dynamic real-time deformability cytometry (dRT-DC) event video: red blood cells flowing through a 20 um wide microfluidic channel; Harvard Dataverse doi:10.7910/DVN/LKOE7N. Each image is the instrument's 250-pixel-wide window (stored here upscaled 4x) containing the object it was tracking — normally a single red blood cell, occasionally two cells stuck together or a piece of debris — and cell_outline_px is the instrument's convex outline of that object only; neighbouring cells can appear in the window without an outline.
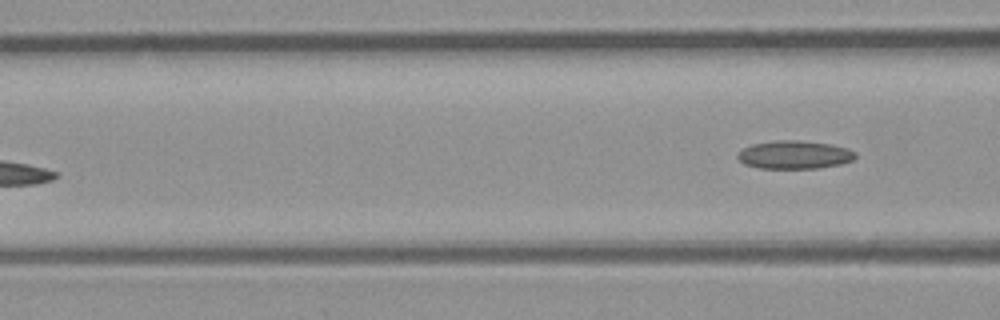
{"species": "common noctule bat (a hibernating species)", "species_latin": "Nyctalus noctula", "temperature_condition": "room temperature", "stored_images_in_passage": 5, "camera_frame_rate_fps": 3000, "um_per_image_px": 0.085, "animal": {"sex": "male", "body_mass_g": 23.1, "forearm_length_mm": 52.7}, "frame": {"image": 1, "passage_image": 5, "time_ms": 5.667, "image_size_px": [1000, 320], "cell_outline_px": [[856, 156], [852, 160], [840, 164], [820, 168], [760, 168], [744, 164], [736, 156], [744, 148], [752, 144], [776, 140], [796, 140], [832, 144], [848, 148], [856, 152]], "centroid_in_image_um": [67.55, 13.15], "position_along_channel_um": 99.0, "area_um2": 19.31}}